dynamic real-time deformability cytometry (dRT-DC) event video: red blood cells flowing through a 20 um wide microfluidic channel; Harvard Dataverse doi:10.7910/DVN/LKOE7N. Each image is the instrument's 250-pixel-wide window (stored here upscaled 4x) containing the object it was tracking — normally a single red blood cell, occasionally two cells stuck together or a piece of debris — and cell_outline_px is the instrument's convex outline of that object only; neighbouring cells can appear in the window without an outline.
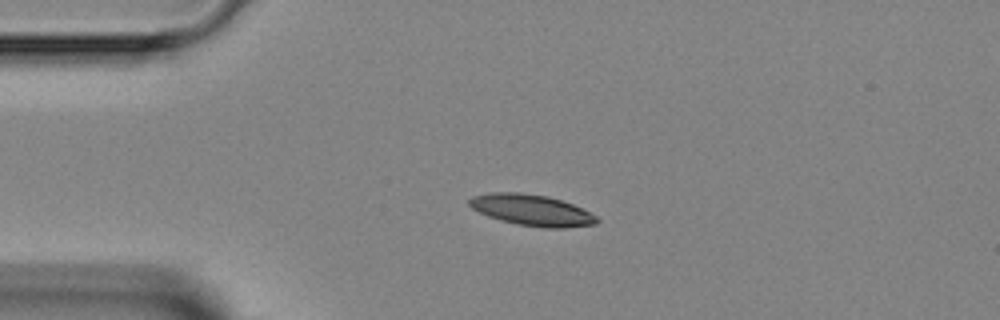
{"species": "Egyptian fruit bat (a non-hibernating species)", "species_latin": "Rousettus aegyptiacus", "temperature_condition": "room temperature", "stored_images_in_passage": 3, "camera_frame_rate_fps": 3000, "um_per_image_px": 0.085, "animal": {"sex": "female"}, "frame": {"image": 1, "passage_image": 1, "time_ms": 0.0, "image_size_px": [1000, 320], "cell_outline_px": [[600, 220], [596, 224], [564, 228], [544, 228], [516, 224], [500, 220], [488, 216], [472, 208], [468, 204], [468, 200], [472, 196], [492, 192], [520, 192], [548, 196], [572, 204], [596, 216]], "centroid_in_image_um": [45.18, 17.86], "position_along_channel_um": 39.8, "area_um2": 23.12}}
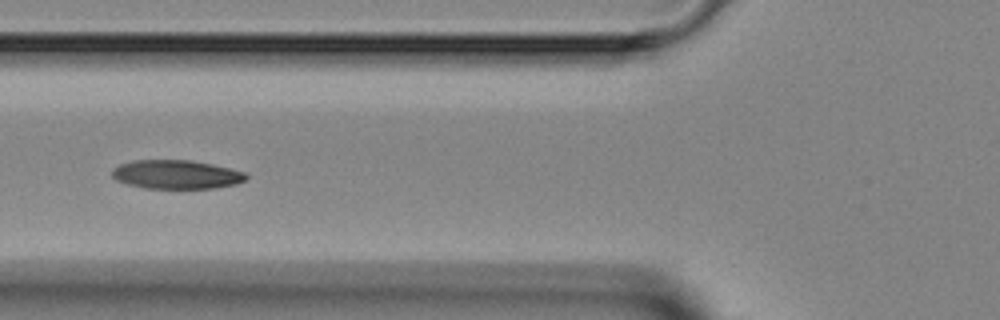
{"frame": {"image": 2, "passage_image": 3, "time_ms": 2.333, "image_size_px": [1000, 320], "cell_outline_px": [[248, 180], [236, 184], [216, 188], [144, 188], [128, 184], [116, 180], [112, 176], [112, 168], [120, 164], [132, 160], [188, 160], [212, 164], [244, 172], [248, 176]], "centroid_in_image_um": [14.99, 14.83], "position_along_channel_um": 110.8, "area_um2": 22.54}}